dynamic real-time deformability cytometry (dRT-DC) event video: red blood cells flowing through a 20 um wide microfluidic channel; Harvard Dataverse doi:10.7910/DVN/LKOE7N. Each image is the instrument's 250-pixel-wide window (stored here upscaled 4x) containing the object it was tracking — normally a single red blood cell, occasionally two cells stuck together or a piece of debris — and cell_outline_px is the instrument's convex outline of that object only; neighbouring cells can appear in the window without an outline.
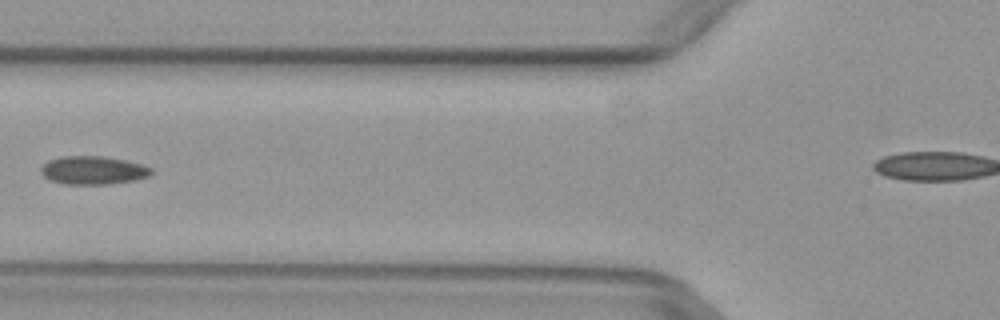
{"species": "common noctule bat (a hibernating species)", "species_latin": "Nyctalus noctula", "temperature_condition": "warm", "stored_images_in_passage": 5, "camera_frame_rate_fps": 3000, "um_per_image_px": 0.085, "animal": {"sex": "female", "body_mass_g": 29.2, "forearm_length_mm": 56.3}, "frame": {"image": 1, "passage_image": 5, "time_ms": 1.333, "image_size_px": [1000, 320], "cell_outline_px": [[152, 172], [148, 176], [136, 180], [108, 184], [64, 184], [48, 180], [40, 172], [40, 168], [48, 160], [60, 156], [104, 156], [144, 164], [152, 168]], "centroid_in_image_um": [7.9, 14.47], "position_along_channel_um": 117.9, "area_um2": 18.38}}